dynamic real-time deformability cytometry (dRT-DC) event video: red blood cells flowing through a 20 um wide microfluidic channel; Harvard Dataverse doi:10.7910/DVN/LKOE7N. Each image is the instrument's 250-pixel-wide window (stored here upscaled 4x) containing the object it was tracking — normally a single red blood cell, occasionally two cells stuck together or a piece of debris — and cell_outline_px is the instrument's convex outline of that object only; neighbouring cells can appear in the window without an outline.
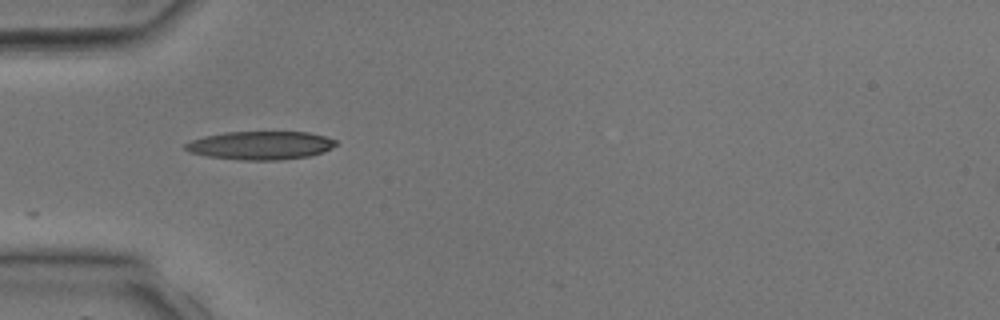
{"species": "common noctule bat (a hibernating species)", "species_latin": "Nyctalus noctula", "temperature_condition": "room temperature", "stored_images_in_passage": 20, "camera_frame_rate_fps": 3000, "um_per_image_px": 0.085, "animal": {"sex": "male", "body_mass_g": 17.9, "forearm_length_mm": 54.2}, "frame": {"image": 1, "passage_image": 1, "time_ms": 0.0, "image_size_px": [1000, 320], "cell_outline_px": [[336, 144], [332, 148], [324, 152], [308, 156], [280, 160], [240, 160], [208, 156], [188, 152], [184, 148], [184, 144], [192, 140], [204, 136], [224, 132], [308, 132], [324, 136], [336, 140]], "centroid_in_image_um": [22.13, 12.36], "position_along_channel_um": 62.9, "area_um2": 24.91}}
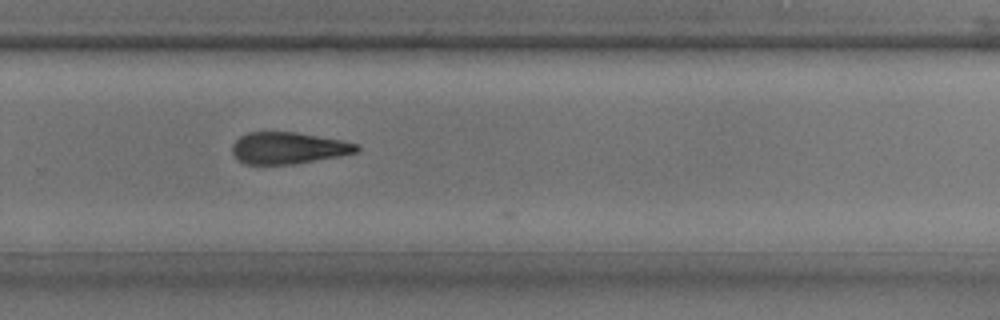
{"frame": {"image": 2, "passage_image": 15, "time_ms": 4.667, "image_size_px": [1000, 320], "cell_outline_px": [[360, 148], [356, 152], [340, 156], [292, 164], [244, 164], [236, 160], [232, 152], [232, 144], [240, 136], [248, 132], [296, 132], [340, 140], [360, 144]], "centroid_in_image_um": [24.47, 12.58], "position_along_channel_um": 305.3, "area_um2": 23.0}}
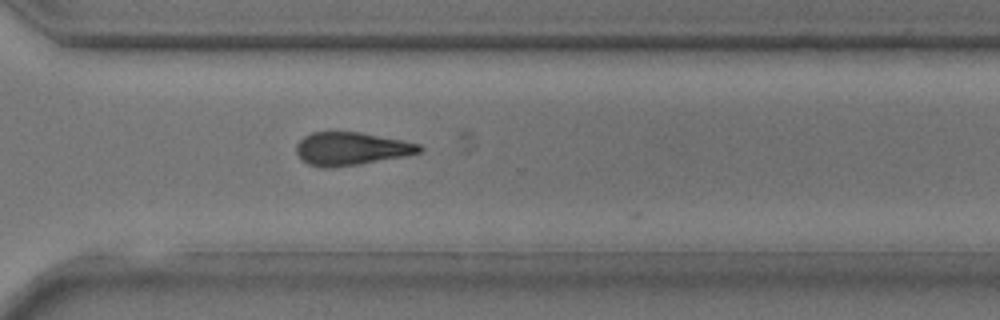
{"frame": {"image": 3, "passage_image": 17, "time_ms": 5.333, "image_size_px": [1000, 320], "cell_outline_px": [[424, 148], [420, 152], [408, 156], [360, 164], [332, 168], [324, 168], [308, 164], [300, 160], [296, 152], [296, 144], [304, 136], [312, 132], [360, 132], [420, 144]], "centroid_in_image_um": [29.83, 12.66], "position_along_channel_um": 340.8, "area_um2": 23.87}}